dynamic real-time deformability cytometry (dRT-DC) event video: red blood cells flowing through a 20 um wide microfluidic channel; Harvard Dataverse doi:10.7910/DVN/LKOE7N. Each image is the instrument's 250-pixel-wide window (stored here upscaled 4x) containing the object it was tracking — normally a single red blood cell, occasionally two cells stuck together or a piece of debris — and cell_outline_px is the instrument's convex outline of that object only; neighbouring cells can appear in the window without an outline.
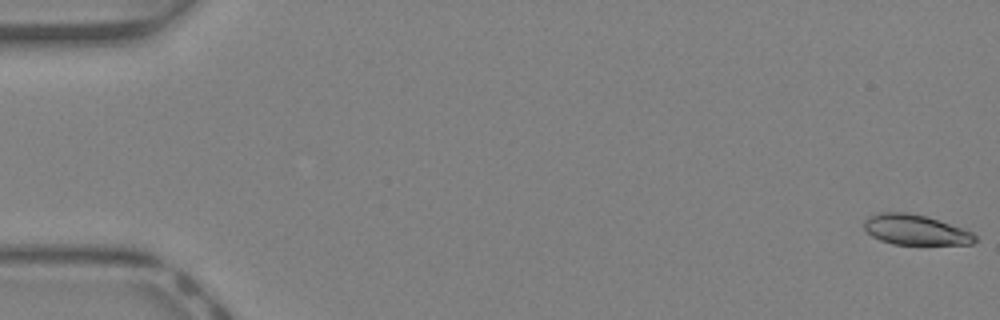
{"species": "Egyptian fruit bat (a non-hibernating species)", "species_latin": "Rousettus aegyptiacus", "temperature_condition": "warm", "stored_images_in_passage": 42, "camera_frame_rate_fps": 3000, "um_per_image_px": 0.085, "animal": {"sex": "female"}, "frame": {"image": 1, "passage_image": 1, "time_ms": 0.0, "image_size_px": [1000, 320], "cell_outline_px": [[976, 240], [972, 244], [892, 244], [880, 240], [872, 236], [864, 228], [864, 220], [868, 216], [880, 212], [904, 212], [924, 216], [972, 232], [976, 236]], "centroid_in_image_um": [77.76, 19.54], "position_along_channel_um": 7.2, "area_um2": 19.19}}
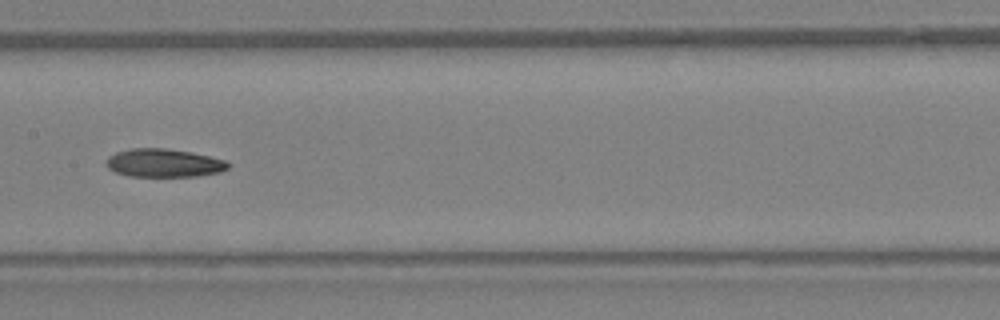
{"frame": {"image": 2, "passage_image": 22, "time_ms": 7.0, "image_size_px": [1000, 320], "cell_outline_px": [[228, 168], [220, 172], [196, 176], [128, 176], [116, 172], [108, 168], [104, 164], [104, 160], [108, 156], [116, 152], [132, 148], [164, 148], [192, 152], [228, 160]], "centroid_in_image_um": [13.9, 13.84], "position_along_channel_um": 193.5, "area_um2": 20.23}}
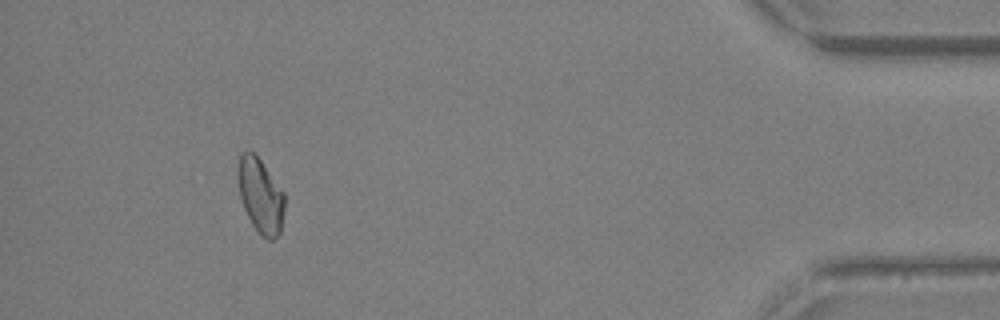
{"frame": {"image": 3, "passage_image": 39, "time_ms": 12.667, "image_size_px": [1000, 320], "cell_outline_px": [[284, 208], [280, 232], [272, 240], [268, 240], [260, 236], [252, 224], [244, 208], [240, 196], [240, 156], [244, 152], [252, 152], [260, 160], [284, 192]], "centroid_in_image_um": [22.18, 16.71], "position_along_channel_um": 413.0, "area_um2": 19.54}}